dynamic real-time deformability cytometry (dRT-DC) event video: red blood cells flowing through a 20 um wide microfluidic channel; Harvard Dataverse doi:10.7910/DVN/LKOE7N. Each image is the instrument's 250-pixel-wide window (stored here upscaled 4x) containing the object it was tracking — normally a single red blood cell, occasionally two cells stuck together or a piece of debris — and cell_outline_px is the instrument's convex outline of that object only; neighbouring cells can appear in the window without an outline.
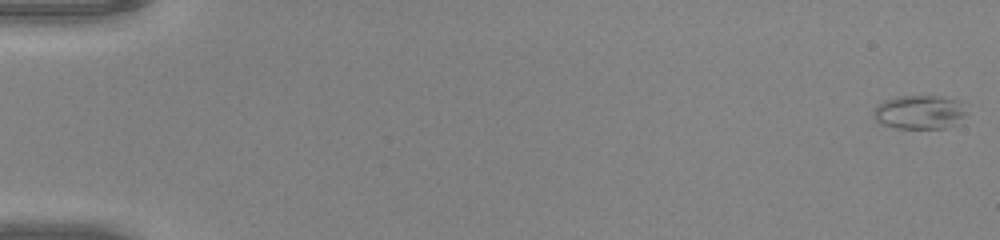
{"species": "common noctule bat (a hibernating species)", "species_latin": "Nyctalus noctula", "temperature_condition": "warm", "stored_images_in_passage": 50, "camera_frame_rate_fps": 3000, "um_per_image_px": 0.085, "animal": {"sex": "male", "body_mass_g": 20.0, "forearm_length_mm": 53.3}, "frame": {"image": 1, "passage_image": 1, "time_ms": 0.0, "image_size_px": [1000, 240], "cell_outline_px": [[968, 112], [964, 124], [944, 128], [896, 128], [884, 124], [876, 120], [872, 112], [872, 108], [884, 100], [900, 96], [944, 96], [964, 100]], "centroid_in_image_um": [78.31, 9.52], "position_along_channel_um": 6.7, "area_um2": 19.25}}
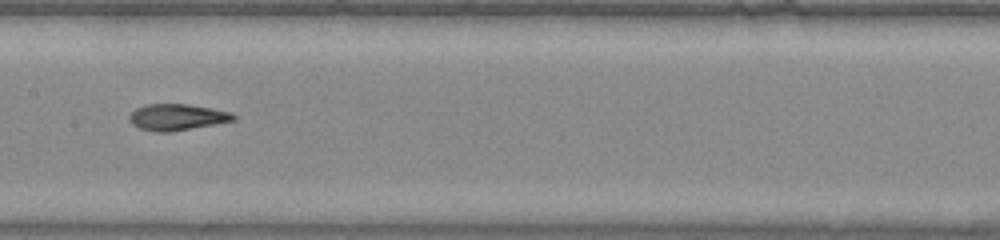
{"frame": {"image": 2, "passage_image": 27, "time_ms": 8.667, "image_size_px": [1000, 240], "cell_outline_px": [[236, 120], [216, 124], [168, 132], [156, 132], [140, 128], [132, 124], [128, 120], [128, 116], [136, 108], [148, 104], [188, 104], [212, 108], [232, 112], [236, 116]], "centroid_in_image_um": [15.06, 9.95], "position_along_channel_um": 192.3, "area_um2": 16.01}}
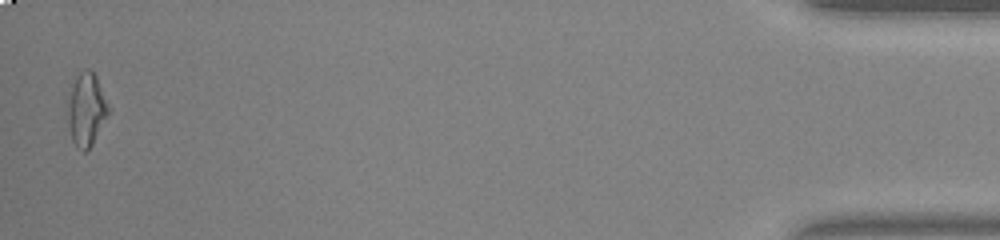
{"frame": {"image": 3, "passage_image": 50, "time_ms": 16.333, "image_size_px": [1000, 240], "cell_outline_px": [[112, 112], [92, 144], [84, 152], [76, 148], [72, 140], [68, 124], [68, 108], [72, 88], [76, 76], [80, 72], [88, 68], [96, 76], [112, 108]], "centroid_in_image_um": [7.41, 9.34], "position_along_channel_um": 427.8, "area_um2": 17.51}, "authors_computed_cell_mechanics": {"area_um2": 16.5019, "velocity_mm_per_s": 4.2081, "shape_relaxation_time_tau1_ms": 10.4327, "shape_relaxation_time_tau2_ms": 2.5283, "deformation_change_tau1": 0.3231, "deformation_change_tau2": 0.1026}}